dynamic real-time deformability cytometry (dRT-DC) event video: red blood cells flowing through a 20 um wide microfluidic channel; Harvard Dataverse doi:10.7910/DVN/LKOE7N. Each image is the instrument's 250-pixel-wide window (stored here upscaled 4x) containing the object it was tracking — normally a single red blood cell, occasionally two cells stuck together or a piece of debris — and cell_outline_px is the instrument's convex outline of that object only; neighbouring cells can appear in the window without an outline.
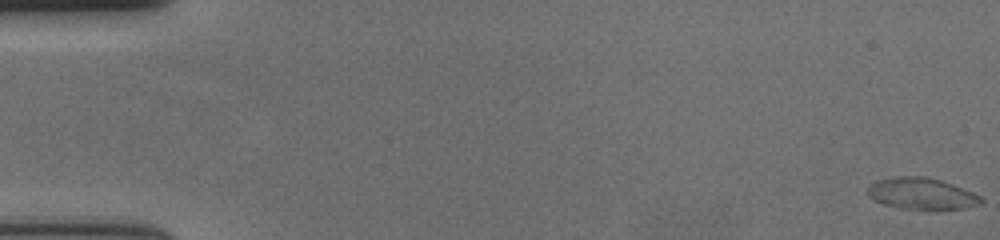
{"species": "human", "species_latin": "Homo sapiens", "temperature_condition": "cold", "stored_images_in_passage": 58, "camera_frame_rate_fps": 3000, "um_per_image_px": 0.085, "donor": {"sex": "female"}, "frame": {"image": 1, "passage_image": 1, "time_ms": 0.0, "image_size_px": [1000, 240], "cell_outline_px": [[984, 200], [980, 204], [964, 208], [900, 208], [884, 204], [868, 196], [868, 184], [876, 180], [892, 176], [928, 176], [952, 184], [972, 192], [980, 196]], "centroid_in_image_um": [78.29, 16.42], "position_along_channel_um": 6.7, "area_um2": 20.58}}
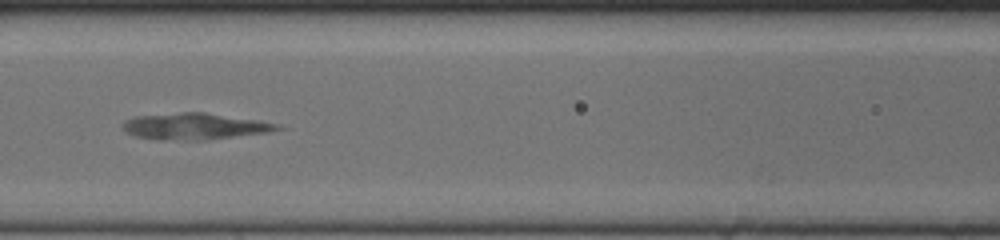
{"frame": {"image": 2, "passage_image": 27, "time_ms": 8.667, "image_size_px": [1000, 240], "cell_outline_px": [[284, 128], [268, 132], [204, 140], [160, 140], [136, 136], [124, 132], [124, 120], [136, 116], [180, 112], [204, 112], [256, 120], [280, 124]], "centroid_in_image_um": [16.53, 10.74], "position_along_channel_um": 150.1, "area_um2": 23.7}}
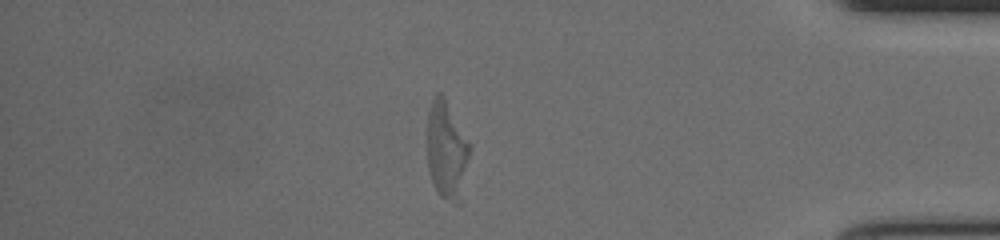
{"frame": {"image": 3, "passage_image": 50, "time_ms": 16.333, "image_size_px": [1000, 240], "cell_outline_px": [[472, 148], [460, 204], [456, 204], [440, 196], [436, 192], [432, 184], [428, 172], [428, 112], [432, 100], [436, 92], [440, 92], [444, 96], [468, 140]], "centroid_in_image_um": [37.98, 12.82], "position_along_channel_um": 397.2, "area_um2": 24.62}}